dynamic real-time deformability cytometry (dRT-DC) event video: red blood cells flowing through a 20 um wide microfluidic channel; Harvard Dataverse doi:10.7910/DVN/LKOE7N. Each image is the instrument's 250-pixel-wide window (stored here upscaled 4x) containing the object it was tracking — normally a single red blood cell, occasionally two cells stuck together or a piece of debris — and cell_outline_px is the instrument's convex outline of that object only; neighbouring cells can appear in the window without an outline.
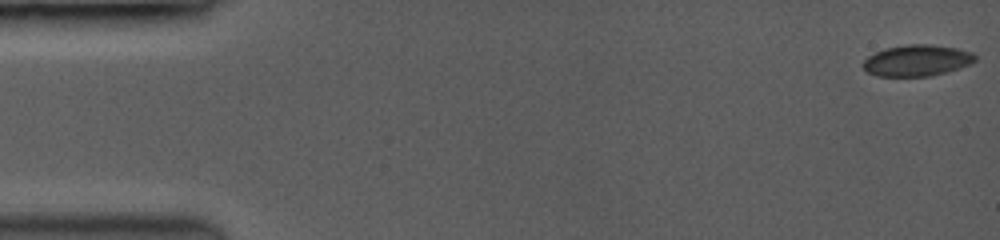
{"species": "common noctule bat (a hibernating species)", "species_latin": "Nyctalus noctula", "temperature_condition": "room temperature", "stored_images_in_passage": 61, "camera_frame_rate_fps": 3500, "um_per_image_px": 0.085, "animal": {"sex": "female", "body_mass_g": 19.0, "forearm_length_mm": 53.3}, "frame": {"image": 1, "passage_image": 1, "time_ms": 0.0, "image_size_px": [1000, 240], "cell_outline_px": [[976, 60], [972, 64], [948, 72], [932, 76], [876, 76], [868, 72], [864, 68], [864, 60], [868, 56], [876, 52], [888, 48], [912, 44], [924, 44], [952, 48], [972, 52], [976, 56]], "centroid_in_image_um": [77.97, 5.16], "position_along_channel_um": 7.0, "area_um2": 20.17}}
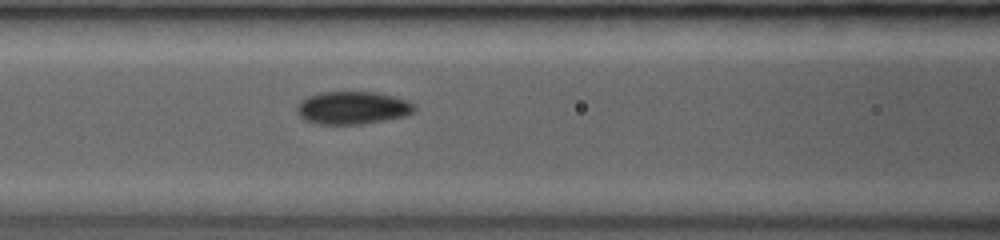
{"frame": {"image": 2, "passage_image": 24, "time_ms": 6.857, "image_size_px": [1000, 240], "cell_outline_px": [[412, 112], [404, 116], [384, 120], [360, 124], [320, 124], [304, 120], [300, 116], [296, 108], [308, 96], [320, 92], [372, 92], [392, 96], [404, 100], [412, 104]], "centroid_in_image_um": [29.91, 9.17], "position_along_channel_um": 136.7, "area_um2": 21.85}}
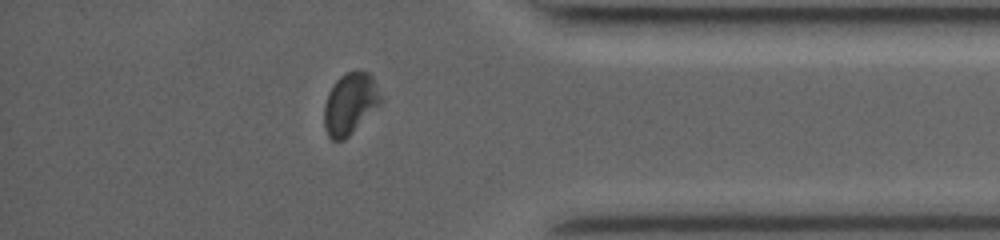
{"frame": {"image": 3, "passage_image": 53, "time_ms": 13.714, "image_size_px": [1000, 240], "cell_outline_px": [[384, 100], [344, 140], [332, 140], [328, 136], [324, 128], [324, 104], [328, 92], [332, 84], [344, 72], [368, 72], [372, 76]], "centroid_in_image_um": [29.74, 8.8], "position_along_channel_um": 405.5, "area_um2": 20.23}, "authors_computed_cell_mechanics": {"area_um2": 20.8658, "velocity_mm_per_s": 4.0472, "shape_relaxation_time_tau1_ms": 4.1652, "shape_relaxation_time_tau2_ms": 1.084, "deformation_change_tau1": 0.0954, "deformation_change_tau2": 0.042}}